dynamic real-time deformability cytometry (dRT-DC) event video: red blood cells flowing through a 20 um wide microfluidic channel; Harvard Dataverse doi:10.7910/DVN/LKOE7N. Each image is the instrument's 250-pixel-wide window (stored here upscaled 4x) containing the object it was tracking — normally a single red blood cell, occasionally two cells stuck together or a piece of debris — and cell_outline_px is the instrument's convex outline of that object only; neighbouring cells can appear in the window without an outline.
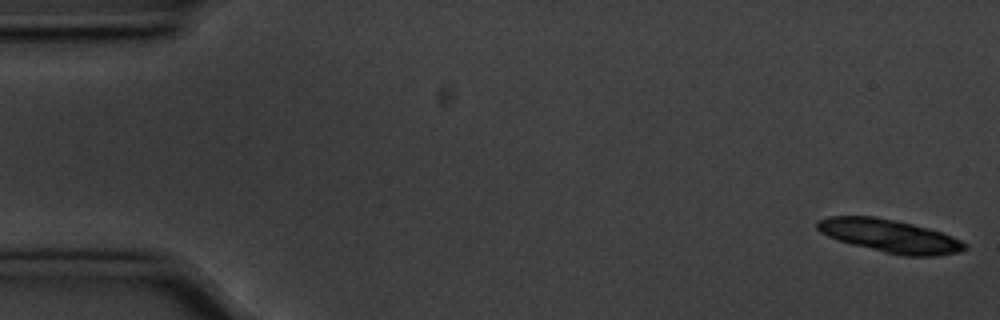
{"species": "common noctule bat (a hibernating species)", "species_latin": "Nyctalus noctula", "temperature_condition": "cold", "stored_images_in_passage": 34, "camera_frame_rate_fps": 3000, "um_per_image_px": 0.085, "animal": {"sex": "male", "body_mass_g": 20.1, "forearm_length_mm": 53.5}, "frame": {"image": 1, "passage_image": 1, "time_ms": 0.0, "image_size_px": [1000, 320], "cell_outline_px": [[968, 248], [960, 252], [936, 256], [904, 256], [884, 252], [852, 244], [828, 236], [820, 232], [816, 228], [816, 220], [828, 216], [876, 216], [912, 224], [928, 228], [952, 236], [968, 244]], "centroid_in_image_um": [75.64, 20.05], "position_along_channel_um": 9.4, "area_um2": 28.38}}